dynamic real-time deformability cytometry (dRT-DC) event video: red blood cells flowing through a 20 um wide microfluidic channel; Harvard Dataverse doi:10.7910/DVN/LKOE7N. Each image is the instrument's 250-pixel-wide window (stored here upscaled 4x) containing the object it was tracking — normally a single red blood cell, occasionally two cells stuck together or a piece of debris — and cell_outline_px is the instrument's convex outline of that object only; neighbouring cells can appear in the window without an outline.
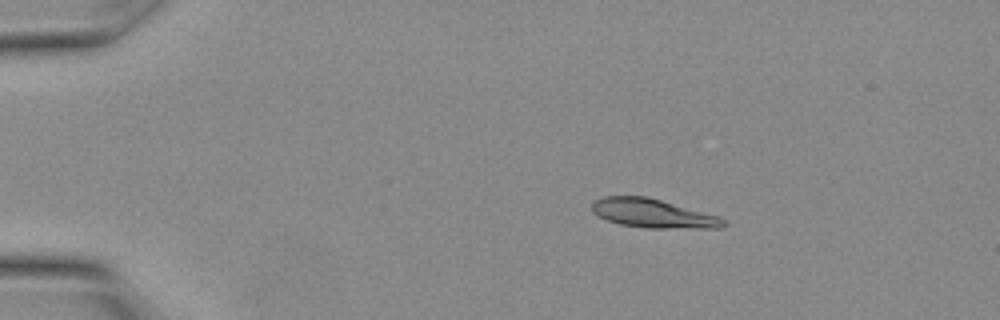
{"species": "Egyptian fruit bat (a non-hibernating species)", "species_latin": "Rousettus aegyptiacus", "temperature_condition": "warm", "stored_images_in_passage": 10, "camera_frame_rate_fps": 3000, "um_per_image_px": 0.085, "animal": {"sex": "female"}, "frame": {"image": 1, "passage_image": 4, "time_ms": 1.0, "image_size_px": [1000, 320], "cell_outline_px": [[728, 224], [720, 228], [648, 228], [620, 224], [596, 216], [592, 212], [592, 200], [604, 196], [648, 196], [720, 216]], "centroid_in_image_um": [55.5, 18.13], "position_along_channel_um": 29.5, "area_um2": 22.37}}
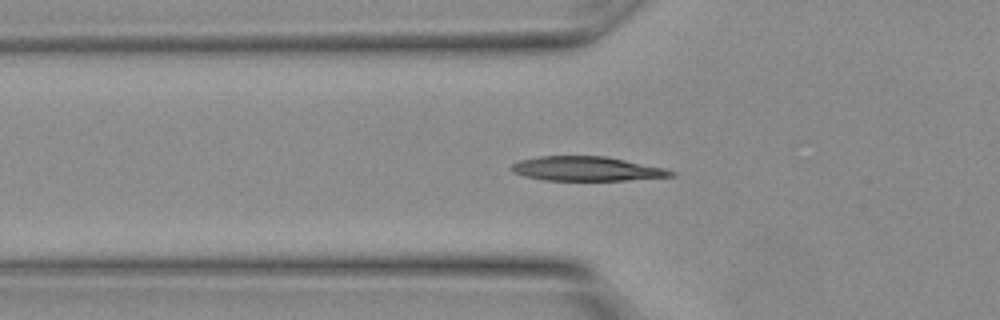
{"frame": {"image": 2, "passage_image": 9, "time_ms": 2.667, "image_size_px": [1000, 320], "cell_outline_px": [[676, 176], [628, 180], [544, 180], [524, 176], [512, 172], [508, 168], [512, 164], [520, 160], [540, 156], [604, 156], [664, 168], [676, 172]], "centroid_in_image_um": [49.84, 14.35], "position_along_channel_um": 76.0, "area_um2": 22.6}}